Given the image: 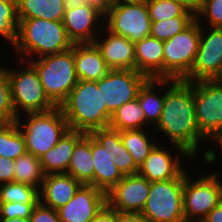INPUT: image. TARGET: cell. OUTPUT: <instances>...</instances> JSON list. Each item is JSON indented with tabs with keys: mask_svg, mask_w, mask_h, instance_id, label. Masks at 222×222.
I'll return each mask as SVG.
<instances>
[{
	"mask_svg": "<svg viewBox=\"0 0 222 222\" xmlns=\"http://www.w3.org/2000/svg\"><path fill=\"white\" fill-rule=\"evenodd\" d=\"M162 114L155 126L176 146L179 154L198 155V144L205 139L197 126L194 109V82L169 79Z\"/></svg>",
	"mask_w": 222,
	"mask_h": 222,
	"instance_id": "cell-1",
	"label": "cell"
},
{
	"mask_svg": "<svg viewBox=\"0 0 222 222\" xmlns=\"http://www.w3.org/2000/svg\"><path fill=\"white\" fill-rule=\"evenodd\" d=\"M59 108L70 130L89 134L109 127L111 118L107 115V106H103L102 90L97 81L78 80Z\"/></svg>",
	"mask_w": 222,
	"mask_h": 222,
	"instance_id": "cell-2",
	"label": "cell"
},
{
	"mask_svg": "<svg viewBox=\"0 0 222 222\" xmlns=\"http://www.w3.org/2000/svg\"><path fill=\"white\" fill-rule=\"evenodd\" d=\"M18 20L17 39L12 45L17 54H24L26 57L32 55L37 59L39 56L65 52L73 46L63 21L40 18Z\"/></svg>",
	"mask_w": 222,
	"mask_h": 222,
	"instance_id": "cell-3",
	"label": "cell"
},
{
	"mask_svg": "<svg viewBox=\"0 0 222 222\" xmlns=\"http://www.w3.org/2000/svg\"><path fill=\"white\" fill-rule=\"evenodd\" d=\"M38 71L44 92L59 107L78 83L74 60V44L71 49L28 60Z\"/></svg>",
	"mask_w": 222,
	"mask_h": 222,
	"instance_id": "cell-4",
	"label": "cell"
},
{
	"mask_svg": "<svg viewBox=\"0 0 222 222\" xmlns=\"http://www.w3.org/2000/svg\"><path fill=\"white\" fill-rule=\"evenodd\" d=\"M25 117L28 120L23 125L20 116L16 122L24 137L26 152L39 158L53 148L69 130L59 107L46 112L26 113Z\"/></svg>",
	"mask_w": 222,
	"mask_h": 222,
	"instance_id": "cell-5",
	"label": "cell"
},
{
	"mask_svg": "<svg viewBox=\"0 0 222 222\" xmlns=\"http://www.w3.org/2000/svg\"><path fill=\"white\" fill-rule=\"evenodd\" d=\"M201 20L164 41L163 79L184 80L191 72L198 52Z\"/></svg>",
	"mask_w": 222,
	"mask_h": 222,
	"instance_id": "cell-6",
	"label": "cell"
},
{
	"mask_svg": "<svg viewBox=\"0 0 222 222\" xmlns=\"http://www.w3.org/2000/svg\"><path fill=\"white\" fill-rule=\"evenodd\" d=\"M184 169L176 178L150 182L149 195L141 213L151 222H185L183 210Z\"/></svg>",
	"mask_w": 222,
	"mask_h": 222,
	"instance_id": "cell-7",
	"label": "cell"
},
{
	"mask_svg": "<svg viewBox=\"0 0 222 222\" xmlns=\"http://www.w3.org/2000/svg\"><path fill=\"white\" fill-rule=\"evenodd\" d=\"M19 59L26 63L28 67L23 70H10L8 75L11 85L12 103L17 117L21 109L24 113L46 112L56 108L44 92L38 71L27 59ZM19 112V113H18Z\"/></svg>",
	"mask_w": 222,
	"mask_h": 222,
	"instance_id": "cell-8",
	"label": "cell"
},
{
	"mask_svg": "<svg viewBox=\"0 0 222 222\" xmlns=\"http://www.w3.org/2000/svg\"><path fill=\"white\" fill-rule=\"evenodd\" d=\"M189 175L186 173L183 187L185 222H201L222 200V181L218 173L195 180Z\"/></svg>",
	"mask_w": 222,
	"mask_h": 222,
	"instance_id": "cell-9",
	"label": "cell"
},
{
	"mask_svg": "<svg viewBox=\"0 0 222 222\" xmlns=\"http://www.w3.org/2000/svg\"><path fill=\"white\" fill-rule=\"evenodd\" d=\"M104 25L110 32L136 43L151 35V24L146 0L112 3Z\"/></svg>",
	"mask_w": 222,
	"mask_h": 222,
	"instance_id": "cell-10",
	"label": "cell"
},
{
	"mask_svg": "<svg viewBox=\"0 0 222 222\" xmlns=\"http://www.w3.org/2000/svg\"><path fill=\"white\" fill-rule=\"evenodd\" d=\"M194 109L202 136L215 139L222 132V84L215 79L195 81Z\"/></svg>",
	"mask_w": 222,
	"mask_h": 222,
	"instance_id": "cell-11",
	"label": "cell"
},
{
	"mask_svg": "<svg viewBox=\"0 0 222 222\" xmlns=\"http://www.w3.org/2000/svg\"><path fill=\"white\" fill-rule=\"evenodd\" d=\"M148 78L136 70H110L97 81L102 90L103 106H107V115L112 114L123 104L137 98L140 87Z\"/></svg>",
	"mask_w": 222,
	"mask_h": 222,
	"instance_id": "cell-12",
	"label": "cell"
},
{
	"mask_svg": "<svg viewBox=\"0 0 222 222\" xmlns=\"http://www.w3.org/2000/svg\"><path fill=\"white\" fill-rule=\"evenodd\" d=\"M201 27L196 59L190 74L184 79L189 82L216 79L222 69V28L210 27L208 33Z\"/></svg>",
	"mask_w": 222,
	"mask_h": 222,
	"instance_id": "cell-13",
	"label": "cell"
},
{
	"mask_svg": "<svg viewBox=\"0 0 222 222\" xmlns=\"http://www.w3.org/2000/svg\"><path fill=\"white\" fill-rule=\"evenodd\" d=\"M150 182L139 173L123 178L106 193L107 204L118 212H142Z\"/></svg>",
	"mask_w": 222,
	"mask_h": 222,
	"instance_id": "cell-14",
	"label": "cell"
},
{
	"mask_svg": "<svg viewBox=\"0 0 222 222\" xmlns=\"http://www.w3.org/2000/svg\"><path fill=\"white\" fill-rule=\"evenodd\" d=\"M106 203L105 192L83 184L57 212L61 222H91Z\"/></svg>",
	"mask_w": 222,
	"mask_h": 222,
	"instance_id": "cell-15",
	"label": "cell"
},
{
	"mask_svg": "<svg viewBox=\"0 0 222 222\" xmlns=\"http://www.w3.org/2000/svg\"><path fill=\"white\" fill-rule=\"evenodd\" d=\"M104 20L105 19L90 6L75 1L68 2L64 13L63 25L68 38L73 44L94 43L97 37V33L95 32L97 29L96 24L98 25L100 21V23H104Z\"/></svg>",
	"mask_w": 222,
	"mask_h": 222,
	"instance_id": "cell-16",
	"label": "cell"
},
{
	"mask_svg": "<svg viewBox=\"0 0 222 222\" xmlns=\"http://www.w3.org/2000/svg\"><path fill=\"white\" fill-rule=\"evenodd\" d=\"M107 30V31H106ZM105 39L96 37L94 43L111 70H136L135 43L105 29Z\"/></svg>",
	"mask_w": 222,
	"mask_h": 222,
	"instance_id": "cell-17",
	"label": "cell"
},
{
	"mask_svg": "<svg viewBox=\"0 0 222 222\" xmlns=\"http://www.w3.org/2000/svg\"><path fill=\"white\" fill-rule=\"evenodd\" d=\"M82 185L67 173L47 174L39 190L40 202L57 210L71 200Z\"/></svg>",
	"mask_w": 222,
	"mask_h": 222,
	"instance_id": "cell-18",
	"label": "cell"
},
{
	"mask_svg": "<svg viewBox=\"0 0 222 222\" xmlns=\"http://www.w3.org/2000/svg\"><path fill=\"white\" fill-rule=\"evenodd\" d=\"M156 145L139 167L138 173L149 182L176 178L183 170L180 156L172 157L170 151ZM177 157V158H176Z\"/></svg>",
	"mask_w": 222,
	"mask_h": 222,
	"instance_id": "cell-19",
	"label": "cell"
},
{
	"mask_svg": "<svg viewBox=\"0 0 222 222\" xmlns=\"http://www.w3.org/2000/svg\"><path fill=\"white\" fill-rule=\"evenodd\" d=\"M74 60L78 80L98 81L111 70L95 43H75Z\"/></svg>",
	"mask_w": 222,
	"mask_h": 222,
	"instance_id": "cell-20",
	"label": "cell"
},
{
	"mask_svg": "<svg viewBox=\"0 0 222 222\" xmlns=\"http://www.w3.org/2000/svg\"><path fill=\"white\" fill-rule=\"evenodd\" d=\"M164 42L151 35L135 43L136 71L147 78L163 79Z\"/></svg>",
	"mask_w": 222,
	"mask_h": 222,
	"instance_id": "cell-21",
	"label": "cell"
},
{
	"mask_svg": "<svg viewBox=\"0 0 222 222\" xmlns=\"http://www.w3.org/2000/svg\"><path fill=\"white\" fill-rule=\"evenodd\" d=\"M84 135L83 132L69 129L53 148L40 156L45 175L67 172L74 146Z\"/></svg>",
	"mask_w": 222,
	"mask_h": 222,
	"instance_id": "cell-22",
	"label": "cell"
},
{
	"mask_svg": "<svg viewBox=\"0 0 222 222\" xmlns=\"http://www.w3.org/2000/svg\"><path fill=\"white\" fill-rule=\"evenodd\" d=\"M92 156L94 187L107 193L123 178V175L112 161L115 157L109 151H106L93 137Z\"/></svg>",
	"mask_w": 222,
	"mask_h": 222,
	"instance_id": "cell-23",
	"label": "cell"
},
{
	"mask_svg": "<svg viewBox=\"0 0 222 222\" xmlns=\"http://www.w3.org/2000/svg\"><path fill=\"white\" fill-rule=\"evenodd\" d=\"M66 173L84 185L94 186L92 136L90 134H85L75 144Z\"/></svg>",
	"mask_w": 222,
	"mask_h": 222,
	"instance_id": "cell-24",
	"label": "cell"
},
{
	"mask_svg": "<svg viewBox=\"0 0 222 222\" xmlns=\"http://www.w3.org/2000/svg\"><path fill=\"white\" fill-rule=\"evenodd\" d=\"M66 0H17L18 19L40 18L63 21Z\"/></svg>",
	"mask_w": 222,
	"mask_h": 222,
	"instance_id": "cell-25",
	"label": "cell"
},
{
	"mask_svg": "<svg viewBox=\"0 0 222 222\" xmlns=\"http://www.w3.org/2000/svg\"><path fill=\"white\" fill-rule=\"evenodd\" d=\"M158 85L160 87L162 85L165 87L169 86V79L148 78L140 87L137 95L140 106L144 111L146 121H149V124L154 127L161 118L165 98V93L160 94L156 90L154 91L155 88H158Z\"/></svg>",
	"mask_w": 222,
	"mask_h": 222,
	"instance_id": "cell-26",
	"label": "cell"
},
{
	"mask_svg": "<svg viewBox=\"0 0 222 222\" xmlns=\"http://www.w3.org/2000/svg\"><path fill=\"white\" fill-rule=\"evenodd\" d=\"M147 124L149 125V122L146 121L144 111L138 98H136L123 104L112 114L109 127L121 132L124 130L144 129Z\"/></svg>",
	"mask_w": 222,
	"mask_h": 222,
	"instance_id": "cell-27",
	"label": "cell"
},
{
	"mask_svg": "<svg viewBox=\"0 0 222 222\" xmlns=\"http://www.w3.org/2000/svg\"><path fill=\"white\" fill-rule=\"evenodd\" d=\"M14 182H20L41 189L45 173L40 159L30 153H25L15 159Z\"/></svg>",
	"mask_w": 222,
	"mask_h": 222,
	"instance_id": "cell-28",
	"label": "cell"
},
{
	"mask_svg": "<svg viewBox=\"0 0 222 222\" xmlns=\"http://www.w3.org/2000/svg\"><path fill=\"white\" fill-rule=\"evenodd\" d=\"M121 140L138 167L144 163L146 157L157 145V142L150 141L152 139L149 138L144 129L121 131Z\"/></svg>",
	"mask_w": 222,
	"mask_h": 222,
	"instance_id": "cell-29",
	"label": "cell"
},
{
	"mask_svg": "<svg viewBox=\"0 0 222 222\" xmlns=\"http://www.w3.org/2000/svg\"><path fill=\"white\" fill-rule=\"evenodd\" d=\"M26 153L25 140L17 122H6L0 127V157L17 159Z\"/></svg>",
	"mask_w": 222,
	"mask_h": 222,
	"instance_id": "cell-30",
	"label": "cell"
},
{
	"mask_svg": "<svg viewBox=\"0 0 222 222\" xmlns=\"http://www.w3.org/2000/svg\"><path fill=\"white\" fill-rule=\"evenodd\" d=\"M151 21L169 20L174 17H196L180 3L172 0H146Z\"/></svg>",
	"mask_w": 222,
	"mask_h": 222,
	"instance_id": "cell-31",
	"label": "cell"
},
{
	"mask_svg": "<svg viewBox=\"0 0 222 222\" xmlns=\"http://www.w3.org/2000/svg\"><path fill=\"white\" fill-rule=\"evenodd\" d=\"M39 189L20 182L0 185V202L38 203Z\"/></svg>",
	"mask_w": 222,
	"mask_h": 222,
	"instance_id": "cell-32",
	"label": "cell"
},
{
	"mask_svg": "<svg viewBox=\"0 0 222 222\" xmlns=\"http://www.w3.org/2000/svg\"><path fill=\"white\" fill-rule=\"evenodd\" d=\"M17 0H0V36L12 45L17 39Z\"/></svg>",
	"mask_w": 222,
	"mask_h": 222,
	"instance_id": "cell-33",
	"label": "cell"
},
{
	"mask_svg": "<svg viewBox=\"0 0 222 222\" xmlns=\"http://www.w3.org/2000/svg\"><path fill=\"white\" fill-rule=\"evenodd\" d=\"M196 17H174L169 20L152 21L151 36L166 41L187 28Z\"/></svg>",
	"mask_w": 222,
	"mask_h": 222,
	"instance_id": "cell-34",
	"label": "cell"
},
{
	"mask_svg": "<svg viewBox=\"0 0 222 222\" xmlns=\"http://www.w3.org/2000/svg\"><path fill=\"white\" fill-rule=\"evenodd\" d=\"M0 117L5 122H15L17 116L12 103L8 69L0 66Z\"/></svg>",
	"mask_w": 222,
	"mask_h": 222,
	"instance_id": "cell-35",
	"label": "cell"
},
{
	"mask_svg": "<svg viewBox=\"0 0 222 222\" xmlns=\"http://www.w3.org/2000/svg\"><path fill=\"white\" fill-rule=\"evenodd\" d=\"M195 16L197 20L205 17L209 27L222 28V0H201Z\"/></svg>",
	"mask_w": 222,
	"mask_h": 222,
	"instance_id": "cell-36",
	"label": "cell"
},
{
	"mask_svg": "<svg viewBox=\"0 0 222 222\" xmlns=\"http://www.w3.org/2000/svg\"><path fill=\"white\" fill-rule=\"evenodd\" d=\"M106 151L116 157L119 154L121 132L110 127L96 129L89 133Z\"/></svg>",
	"mask_w": 222,
	"mask_h": 222,
	"instance_id": "cell-37",
	"label": "cell"
},
{
	"mask_svg": "<svg viewBox=\"0 0 222 222\" xmlns=\"http://www.w3.org/2000/svg\"><path fill=\"white\" fill-rule=\"evenodd\" d=\"M37 203L0 202V219H29Z\"/></svg>",
	"mask_w": 222,
	"mask_h": 222,
	"instance_id": "cell-38",
	"label": "cell"
},
{
	"mask_svg": "<svg viewBox=\"0 0 222 222\" xmlns=\"http://www.w3.org/2000/svg\"><path fill=\"white\" fill-rule=\"evenodd\" d=\"M112 161L123 176L136 174L139 171V167L135 164L132 155L125 148L122 140L119 141V154Z\"/></svg>",
	"mask_w": 222,
	"mask_h": 222,
	"instance_id": "cell-39",
	"label": "cell"
},
{
	"mask_svg": "<svg viewBox=\"0 0 222 222\" xmlns=\"http://www.w3.org/2000/svg\"><path fill=\"white\" fill-rule=\"evenodd\" d=\"M29 222H61L57 210L43 205L40 201L34 206Z\"/></svg>",
	"mask_w": 222,
	"mask_h": 222,
	"instance_id": "cell-40",
	"label": "cell"
},
{
	"mask_svg": "<svg viewBox=\"0 0 222 222\" xmlns=\"http://www.w3.org/2000/svg\"><path fill=\"white\" fill-rule=\"evenodd\" d=\"M15 160L0 157V185L13 181Z\"/></svg>",
	"mask_w": 222,
	"mask_h": 222,
	"instance_id": "cell-41",
	"label": "cell"
},
{
	"mask_svg": "<svg viewBox=\"0 0 222 222\" xmlns=\"http://www.w3.org/2000/svg\"><path fill=\"white\" fill-rule=\"evenodd\" d=\"M76 2L90 6L97 13H99L103 19L108 15L112 6L111 0H76Z\"/></svg>",
	"mask_w": 222,
	"mask_h": 222,
	"instance_id": "cell-42",
	"label": "cell"
},
{
	"mask_svg": "<svg viewBox=\"0 0 222 222\" xmlns=\"http://www.w3.org/2000/svg\"><path fill=\"white\" fill-rule=\"evenodd\" d=\"M91 222H119V212L106 203Z\"/></svg>",
	"mask_w": 222,
	"mask_h": 222,
	"instance_id": "cell-43",
	"label": "cell"
},
{
	"mask_svg": "<svg viewBox=\"0 0 222 222\" xmlns=\"http://www.w3.org/2000/svg\"><path fill=\"white\" fill-rule=\"evenodd\" d=\"M119 222H151L141 212H119Z\"/></svg>",
	"mask_w": 222,
	"mask_h": 222,
	"instance_id": "cell-44",
	"label": "cell"
},
{
	"mask_svg": "<svg viewBox=\"0 0 222 222\" xmlns=\"http://www.w3.org/2000/svg\"><path fill=\"white\" fill-rule=\"evenodd\" d=\"M201 222H222V200Z\"/></svg>",
	"mask_w": 222,
	"mask_h": 222,
	"instance_id": "cell-45",
	"label": "cell"
},
{
	"mask_svg": "<svg viewBox=\"0 0 222 222\" xmlns=\"http://www.w3.org/2000/svg\"><path fill=\"white\" fill-rule=\"evenodd\" d=\"M174 2L180 3L188 11L193 12L195 15L199 10L201 0H172Z\"/></svg>",
	"mask_w": 222,
	"mask_h": 222,
	"instance_id": "cell-46",
	"label": "cell"
},
{
	"mask_svg": "<svg viewBox=\"0 0 222 222\" xmlns=\"http://www.w3.org/2000/svg\"><path fill=\"white\" fill-rule=\"evenodd\" d=\"M0 222H29V220L22 218H12V219H0Z\"/></svg>",
	"mask_w": 222,
	"mask_h": 222,
	"instance_id": "cell-47",
	"label": "cell"
},
{
	"mask_svg": "<svg viewBox=\"0 0 222 222\" xmlns=\"http://www.w3.org/2000/svg\"><path fill=\"white\" fill-rule=\"evenodd\" d=\"M220 144L219 146L222 148V132L214 139V142Z\"/></svg>",
	"mask_w": 222,
	"mask_h": 222,
	"instance_id": "cell-48",
	"label": "cell"
},
{
	"mask_svg": "<svg viewBox=\"0 0 222 222\" xmlns=\"http://www.w3.org/2000/svg\"><path fill=\"white\" fill-rule=\"evenodd\" d=\"M215 80L222 84V69H221V72L219 73V75L217 76V78Z\"/></svg>",
	"mask_w": 222,
	"mask_h": 222,
	"instance_id": "cell-49",
	"label": "cell"
},
{
	"mask_svg": "<svg viewBox=\"0 0 222 222\" xmlns=\"http://www.w3.org/2000/svg\"><path fill=\"white\" fill-rule=\"evenodd\" d=\"M112 3H115V2H123V1H137V0H111Z\"/></svg>",
	"mask_w": 222,
	"mask_h": 222,
	"instance_id": "cell-50",
	"label": "cell"
},
{
	"mask_svg": "<svg viewBox=\"0 0 222 222\" xmlns=\"http://www.w3.org/2000/svg\"><path fill=\"white\" fill-rule=\"evenodd\" d=\"M6 122L0 117V127L5 124Z\"/></svg>",
	"mask_w": 222,
	"mask_h": 222,
	"instance_id": "cell-51",
	"label": "cell"
},
{
	"mask_svg": "<svg viewBox=\"0 0 222 222\" xmlns=\"http://www.w3.org/2000/svg\"><path fill=\"white\" fill-rule=\"evenodd\" d=\"M67 2H75L76 0H66Z\"/></svg>",
	"mask_w": 222,
	"mask_h": 222,
	"instance_id": "cell-52",
	"label": "cell"
}]
</instances>
